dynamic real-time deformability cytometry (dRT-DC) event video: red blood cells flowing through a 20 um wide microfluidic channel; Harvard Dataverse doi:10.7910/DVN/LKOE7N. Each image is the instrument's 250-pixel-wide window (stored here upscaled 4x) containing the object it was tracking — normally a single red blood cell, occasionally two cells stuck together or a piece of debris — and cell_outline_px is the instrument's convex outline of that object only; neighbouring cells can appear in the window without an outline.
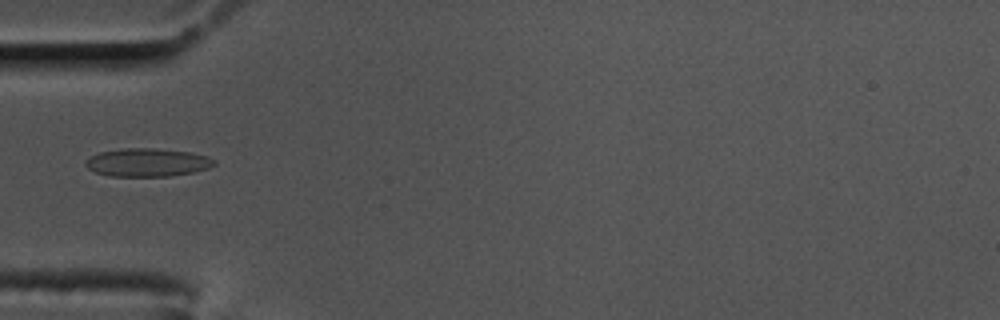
{"species": "common noctule bat (a hibernating species)", "species_latin": "Nyctalus noctula", "temperature_condition": "cold", "stored_images_in_passage": 35, "camera_frame_rate_fps": 3000, "um_per_image_px": 0.085, "animal": {"sex": "male", "body_mass_g": 17.5, "forearm_length_mm": 52.3}, "frame": {"image": 1, "passage_image": 1, "time_ms": 0.0, "image_size_px": [1000, 320], "cell_outline_px": [[216, 164], [208, 168], [192, 172], [172, 176], [108, 176], [96, 172], [88, 168], [84, 164], [92, 156], [100, 152], [124, 148], [152, 148], [192, 152], [208, 156], [216, 160]], "centroid_in_image_um": [12.57, 13.8], "position_along_channel_um": 72.4, "area_um2": 21.1}}
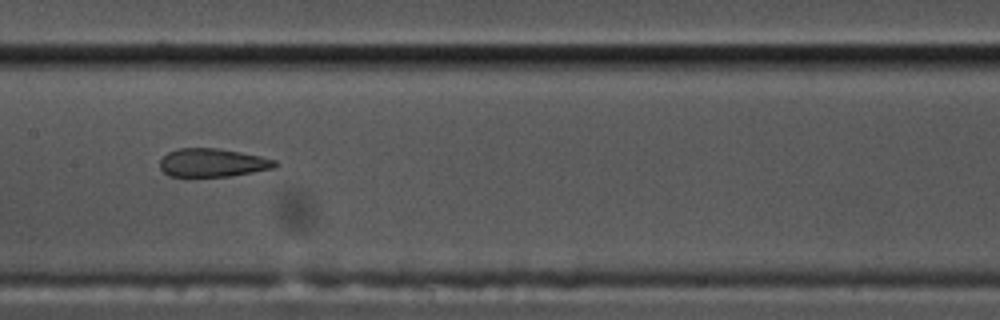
{"frame": {"image": 2, "passage_image": 11, "time_ms": 3.333, "image_size_px": [1000, 320], "cell_outline_px": [[280, 164], [272, 168], [252, 172], [228, 176], [168, 176], [160, 168], [160, 160], [168, 152], [180, 148], [216, 148], [240, 152], [260, 156], [276, 160]], "centroid_in_image_um": [18.06, 13.82], "position_along_channel_um": 189.3, "area_um2": 18.84}}
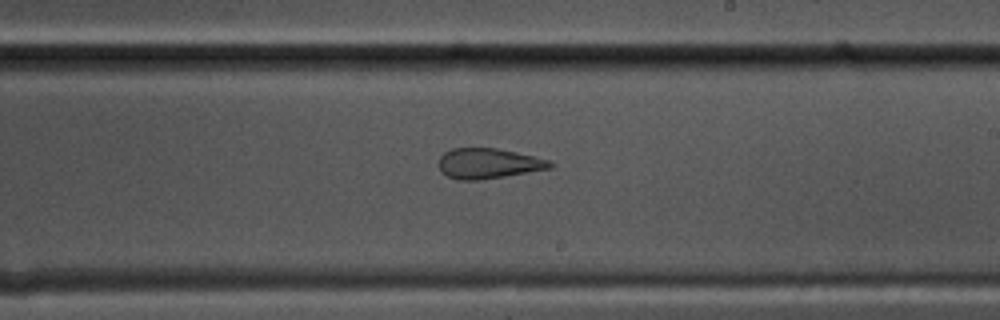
{"frame": {"image": 3, "passage_image": 16, "time_ms": 5.0, "image_size_px": [1000, 320], "cell_outline_px": [[556, 164], [552, 168], [504, 176], [476, 180], [460, 180], [448, 176], [440, 172], [440, 156], [444, 152], [452, 148], [496, 148], [516, 152], [552, 160]], "centroid_in_image_um": [41.55, 13.88], "position_along_channel_um": 247.4, "area_um2": 19.65}}